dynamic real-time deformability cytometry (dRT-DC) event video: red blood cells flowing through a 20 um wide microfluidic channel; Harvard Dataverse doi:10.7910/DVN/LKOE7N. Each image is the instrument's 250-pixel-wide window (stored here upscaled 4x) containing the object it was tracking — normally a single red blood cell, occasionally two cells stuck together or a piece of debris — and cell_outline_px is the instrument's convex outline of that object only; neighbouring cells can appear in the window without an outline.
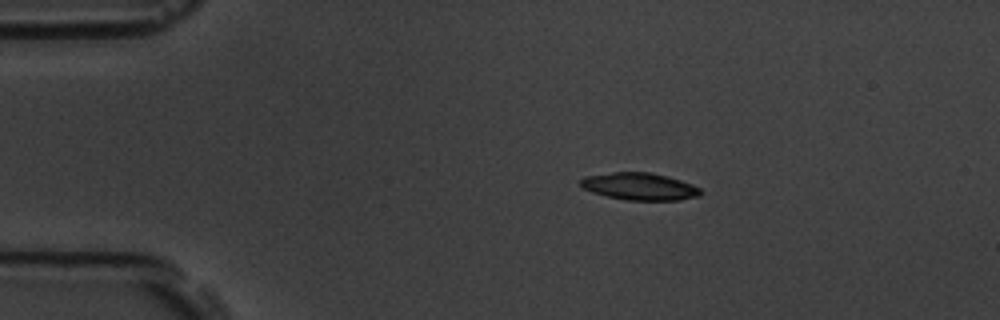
{"species": "common noctule bat (a hibernating species)", "species_latin": "Nyctalus noctula", "temperature_condition": "room temperature", "stored_images_in_passage": 6, "camera_frame_rate_fps": 3000, "um_per_image_px": 0.085, "animal": {"sex": "male", "body_mass_g": 19.5, "forearm_length_mm": 54.6}, "frame": {"image": 1, "passage_image": 3, "time_ms": 0.667, "image_size_px": [1000, 320], "cell_outline_px": [[700, 196], [680, 200], [628, 200], [608, 196], [592, 192], [584, 188], [580, 184], [580, 180], [584, 176], [612, 172], [648, 172], [680, 180], [692, 184], [700, 188]], "centroid_in_image_um": [54.36, 15.85], "position_along_channel_um": 30.6, "area_um2": 18.84}}
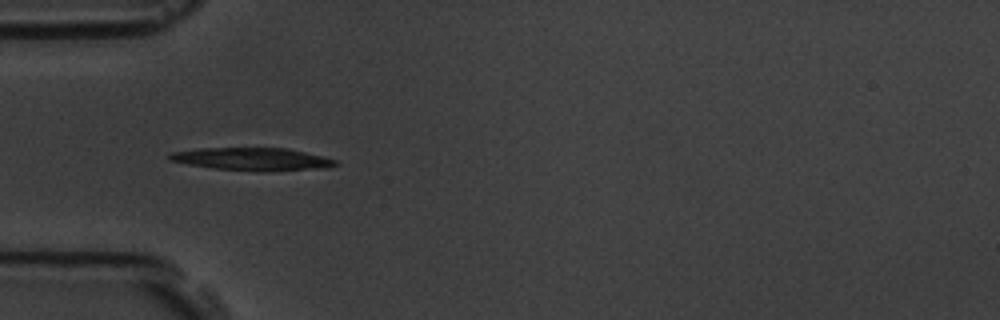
{"frame": {"image": 2, "passage_image": 5, "time_ms": 1.333, "image_size_px": [1000, 320], "cell_outline_px": [[340, 164], [328, 168], [212, 168], [168, 160], [168, 156], [172, 152], [200, 148], [288, 148], [324, 156], [336, 160]], "centroid_in_image_um": [21.42, 13.46], "position_along_channel_um": 63.6, "area_um2": 20.52}}
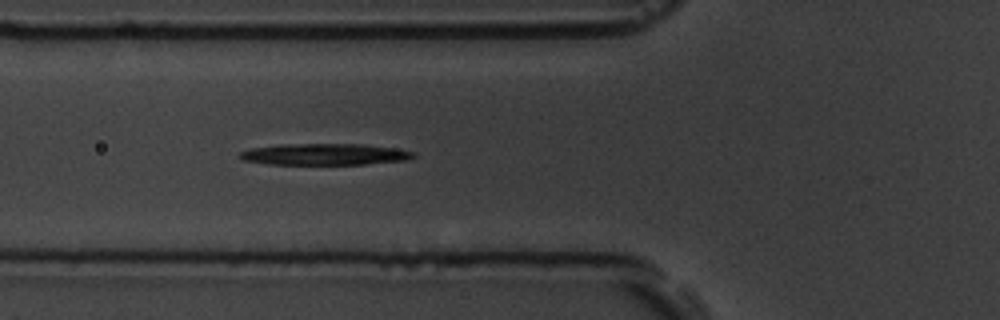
{"frame": {"image": 3, "passage_image": 6, "time_ms": 1.667, "image_size_px": [1000, 320], "cell_outline_px": [[416, 156], [404, 160], [364, 164], [268, 164], [244, 160], [240, 156], [240, 152], [252, 148], [280, 144], [364, 144], [396, 148], [416, 152]], "centroid_in_image_um": [27.63, 13.11], "position_along_channel_um": 98.2, "area_um2": 21.56}}